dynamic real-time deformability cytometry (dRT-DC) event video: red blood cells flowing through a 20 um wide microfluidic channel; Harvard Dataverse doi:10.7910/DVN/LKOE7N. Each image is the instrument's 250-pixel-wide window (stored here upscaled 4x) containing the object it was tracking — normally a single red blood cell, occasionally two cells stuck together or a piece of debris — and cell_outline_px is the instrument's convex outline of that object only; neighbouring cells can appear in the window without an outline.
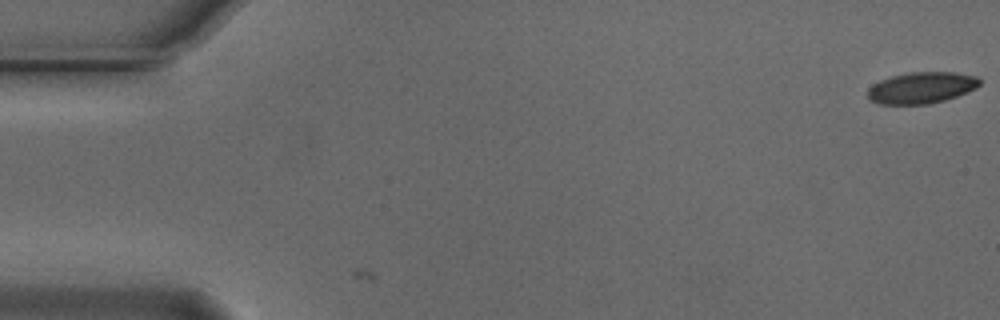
{"species": "Egyptian fruit bat (a non-hibernating species)", "species_latin": "Rousettus aegyptiacus", "temperature_condition": "cold", "stored_images_in_passage": 2, "camera_frame_rate_fps": 3000, "um_per_image_px": 0.085, "animal": {"sex": "male"}, "frame": {"image": 1, "passage_image": 2, "time_ms": 0.333, "image_size_px": [1000, 320], "cell_outline_px": [[980, 84], [976, 88], [968, 92], [944, 100], [928, 104], [880, 104], [868, 100], [868, 88], [872, 84], [880, 80], [892, 76], [908, 72], [956, 72], [980, 76]], "centroid_in_image_um": [78.34, 7.45], "position_along_channel_um": 6.7, "area_um2": 20.69}}